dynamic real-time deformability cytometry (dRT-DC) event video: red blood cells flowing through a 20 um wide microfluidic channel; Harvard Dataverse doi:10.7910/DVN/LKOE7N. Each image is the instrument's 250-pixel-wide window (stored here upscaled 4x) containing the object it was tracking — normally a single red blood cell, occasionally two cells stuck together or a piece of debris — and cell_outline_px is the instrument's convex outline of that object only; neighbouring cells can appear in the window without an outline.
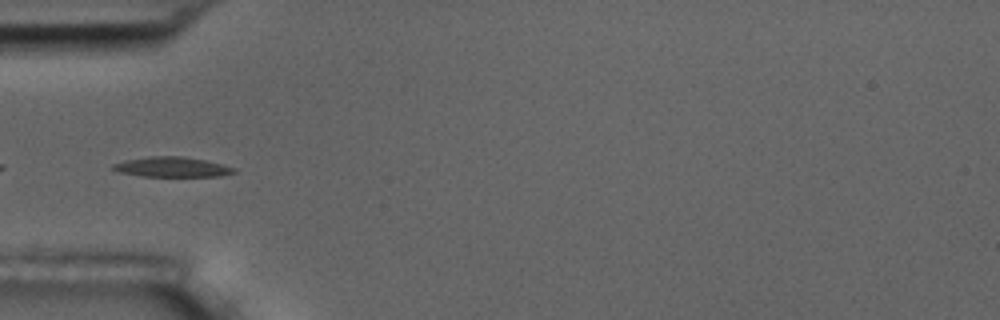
{"species": "common noctule bat (a hibernating species)", "species_latin": "Nyctalus noctula", "temperature_condition": "room temperature", "stored_images_in_passage": 5, "segment_of_instrument_passage": [2, 2], "camera_frame_rate_fps": 3000, "um_per_image_px": 0.085, "animal": {"sex": "male", "body_mass_g": 17.5, "forearm_length_mm": 52.3}, "frame": {"image": 1, "passage_image": 5, "time_ms": 4.667, "image_size_px": [1000, 320], "cell_outline_px": [[236, 172], [220, 176], [140, 176], [120, 172], [112, 168], [112, 164], [124, 160], [148, 156], [184, 156], [224, 164], [236, 168]], "centroid_in_image_um": [14.63, 14.18], "position_along_channel_um": 70.4, "area_um2": 14.16}}